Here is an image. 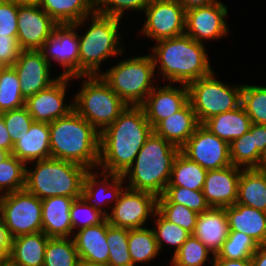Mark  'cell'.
I'll return each instance as SVG.
<instances>
[{
	"label": "cell",
	"mask_w": 266,
	"mask_h": 266,
	"mask_svg": "<svg viewBox=\"0 0 266 266\" xmlns=\"http://www.w3.org/2000/svg\"><path fill=\"white\" fill-rule=\"evenodd\" d=\"M70 214L72 232L74 231V228H78L80 230L89 226L97 225L107 218L102 211L90 206L82 197L74 199L70 208Z\"/></svg>",
	"instance_id": "cell-45"
},
{
	"label": "cell",
	"mask_w": 266,
	"mask_h": 266,
	"mask_svg": "<svg viewBox=\"0 0 266 266\" xmlns=\"http://www.w3.org/2000/svg\"><path fill=\"white\" fill-rule=\"evenodd\" d=\"M141 32L155 41L185 34L186 10L177 0H153Z\"/></svg>",
	"instance_id": "cell-13"
},
{
	"label": "cell",
	"mask_w": 266,
	"mask_h": 266,
	"mask_svg": "<svg viewBox=\"0 0 266 266\" xmlns=\"http://www.w3.org/2000/svg\"><path fill=\"white\" fill-rule=\"evenodd\" d=\"M12 236L0 218V256H8L12 246Z\"/></svg>",
	"instance_id": "cell-51"
},
{
	"label": "cell",
	"mask_w": 266,
	"mask_h": 266,
	"mask_svg": "<svg viewBox=\"0 0 266 266\" xmlns=\"http://www.w3.org/2000/svg\"><path fill=\"white\" fill-rule=\"evenodd\" d=\"M251 259L253 266H266V243L258 246Z\"/></svg>",
	"instance_id": "cell-54"
},
{
	"label": "cell",
	"mask_w": 266,
	"mask_h": 266,
	"mask_svg": "<svg viewBox=\"0 0 266 266\" xmlns=\"http://www.w3.org/2000/svg\"><path fill=\"white\" fill-rule=\"evenodd\" d=\"M2 116L13 144L18 141V137L21 133L29 131V127L34 121L25 106L3 112Z\"/></svg>",
	"instance_id": "cell-47"
},
{
	"label": "cell",
	"mask_w": 266,
	"mask_h": 266,
	"mask_svg": "<svg viewBox=\"0 0 266 266\" xmlns=\"http://www.w3.org/2000/svg\"><path fill=\"white\" fill-rule=\"evenodd\" d=\"M9 155L10 153L7 150L0 148V163L3 162Z\"/></svg>",
	"instance_id": "cell-58"
},
{
	"label": "cell",
	"mask_w": 266,
	"mask_h": 266,
	"mask_svg": "<svg viewBox=\"0 0 266 266\" xmlns=\"http://www.w3.org/2000/svg\"><path fill=\"white\" fill-rule=\"evenodd\" d=\"M209 249L192 234L179 250L173 254V266H202L208 260Z\"/></svg>",
	"instance_id": "cell-42"
},
{
	"label": "cell",
	"mask_w": 266,
	"mask_h": 266,
	"mask_svg": "<svg viewBox=\"0 0 266 266\" xmlns=\"http://www.w3.org/2000/svg\"><path fill=\"white\" fill-rule=\"evenodd\" d=\"M49 239L42 231L13 238L8 263L11 266H43Z\"/></svg>",
	"instance_id": "cell-28"
},
{
	"label": "cell",
	"mask_w": 266,
	"mask_h": 266,
	"mask_svg": "<svg viewBox=\"0 0 266 266\" xmlns=\"http://www.w3.org/2000/svg\"><path fill=\"white\" fill-rule=\"evenodd\" d=\"M153 128L141 106H128L100 132L99 165L121 176L134 162Z\"/></svg>",
	"instance_id": "cell-1"
},
{
	"label": "cell",
	"mask_w": 266,
	"mask_h": 266,
	"mask_svg": "<svg viewBox=\"0 0 266 266\" xmlns=\"http://www.w3.org/2000/svg\"><path fill=\"white\" fill-rule=\"evenodd\" d=\"M181 86L183 88H175L170 83L160 88L156 86L147 96L141 107L152 128L181 110L189 102L188 86L185 84Z\"/></svg>",
	"instance_id": "cell-20"
},
{
	"label": "cell",
	"mask_w": 266,
	"mask_h": 266,
	"mask_svg": "<svg viewBox=\"0 0 266 266\" xmlns=\"http://www.w3.org/2000/svg\"><path fill=\"white\" fill-rule=\"evenodd\" d=\"M25 166V163L12 154L0 163V192H4L1 195L25 189Z\"/></svg>",
	"instance_id": "cell-37"
},
{
	"label": "cell",
	"mask_w": 266,
	"mask_h": 266,
	"mask_svg": "<svg viewBox=\"0 0 266 266\" xmlns=\"http://www.w3.org/2000/svg\"><path fill=\"white\" fill-rule=\"evenodd\" d=\"M17 5H39L40 0H11Z\"/></svg>",
	"instance_id": "cell-57"
},
{
	"label": "cell",
	"mask_w": 266,
	"mask_h": 266,
	"mask_svg": "<svg viewBox=\"0 0 266 266\" xmlns=\"http://www.w3.org/2000/svg\"><path fill=\"white\" fill-rule=\"evenodd\" d=\"M39 6L58 25L75 24L95 13V0H40Z\"/></svg>",
	"instance_id": "cell-30"
},
{
	"label": "cell",
	"mask_w": 266,
	"mask_h": 266,
	"mask_svg": "<svg viewBox=\"0 0 266 266\" xmlns=\"http://www.w3.org/2000/svg\"><path fill=\"white\" fill-rule=\"evenodd\" d=\"M39 5H18L17 43L21 50H40L58 25Z\"/></svg>",
	"instance_id": "cell-15"
},
{
	"label": "cell",
	"mask_w": 266,
	"mask_h": 266,
	"mask_svg": "<svg viewBox=\"0 0 266 266\" xmlns=\"http://www.w3.org/2000/svg\"><path fill=\"white\" fill-rule=\"evenodd\" d=\"M0 218L12 238L42 231V201L26 189L2 195Z\"/></svg>",
	"instance_id": "cell-10"
},
{
	"label": "cell",
	"mask_w": 266,
	"mask_h": 266,
	"mask_svg": "<svg viewBox=\"0 0 266 266\" xmlns=\"http://www.w3.org/2000/svg\"><path fill=\"white\" fill-rule=\"evenodd\" d=\"M74 98V110L99 133L112 124L128 105L100 75L87 76Z\"/></svg>",
	"instance_id": "cell-8"
},
{
	"label": "cell",
	"mask_w": 266,
	"mask_h": 266,
	"mask_svg": "<svg viewBox=\"0 0 266 266\" xmlns=\"http://www.w3.org/2000/svg\"><path fill=\"white\" fill-rule=\"evenodd\" d=\"M230 160L232 165L245 169L256 168L261 153L254 147L253 136L250 131L233 140L230 144Z\"/></svg>",
	"instance_id": "cell-40"
},
{
	"label": "cell",
	"mask_w": 266,
	"mask_h": 266,
	"mask_svg": "<svg viewBox=\"0 0 266 266\" xmlns=\"http://www.w3.org/2000/svg\"><path fill=\"white\" fill-rule=\"evenodd\" d=\"M25 106L20 80L13 66L5 67L0 73V113Z\"/></svg>",
	"instance_id": "cell-35"
},
{
	"label": "cell",
	"mask_w": 266,
	"mask_h": 266,
	"mask_svg": "<svg viewBox=\"0 0 266 266\" xmlns=\"http://www.w3.org/2000/svg\"><path fill=\"white\" fill-rule=\"evenodd\" d=\"M129 229L110 225L107 220L108 266H133L128 250Z\"/></svg>",
	"instance_id": "cell-36"
},
{
	"label": "cell",
	"mask_w": 266,
	"mask_h": 266,
	"mask_svg": "<svg viewBox=\"0 0 266 266\" xmlns=\"http://www.w3.org/2000/svg\"><path fill=\"white\" fill-rule=\"evenodd\" d=\"M119 18L92 14L90 28L79 39V77L100 75L103 60L124 50L119 45Z\"/></svg>",
	"instance_id": "cell-6"
},
{
	"label": "cell",
	"mask_w": 266,
	"mask_h": 266,
	"mask_svg": "<svg viewBox=\"0 0 266 266\" xmlns=\"http://www.w3.org/2000/svg\"><path fill=\"white\" fill-rule=\"evenodd\" d=\"M11 154L26 165L27 162L51 158L49 124L33 121L29 131L19 135Z\"/></svg>",
	"instance_id": "cell-23"
},
{
	"label": "cell",
	"mask_w": 266,
	"mask_h": 266,
	"mask_svg": "<svg viewBox=\"0 0 266 266\" xmlns=\"http://www.w3.org/2000/svg\"><path fill=\"white\" fill-rule=\"evenodd\" d=\"M213 73L212 71L209 75L187 85L189 102L200 124L215 115L234 110L241 105L243 85L231 87L217 80Z\"/></svg>",
	"instance_id": "cell-9"
},
{
	"label": "cell",
	"mask_w": 266,
	"mask_h": 266,
	"mask_svg": "<svg viewBox=\"0 0 266 266\" xmlns=\"http://www.w3.org/2000/svg\"><path fill=\"white\" fill-rule=\"evenodd\" d=\"M32 170L26 169L25 189L40 200L66 196L80 198L86 172L85 166L66 160L36 161Z\"/></svg>",
	"instance_id": "cell-5"
},
{
	"label": "cell",
	"mask_w": 266,
	"mask_h": 266,
	"mask_svg": "<svg viewBox=\"0 0 266 266\" xmlns=\"http://www.w3.org/2000/svg\"><path fill=\"white\" fill-rule=\"evenodd\" d=\"M152 59L156 68L173 83L188 85L190 82L209 75L213 70L208 63L203 43L186 34L156 41ZM160 62V63H158Z\"/></svg>",
	"instance_id": "cell-3"
},
{
	"label": "cell",
	"mask_w": 266,
	"mask_h": 266,
	"mask_svg": "<svg viewBox=\"0 0 266 266\" xmlns=\"http://www.w3.org/2000/svg\"><path fill=\"white\" fill-rule=\"evenodd\" d=\"M155 66L151 55L120 61L101 78L128 105L141 106L154 88Z\"/></svg>",
	"instance_id": "cell-7"
},
{
	"label": "cell",
	"mask_w": 266,
	"mask_h": 266,
	"mask_svg": "<svg viewBox=\"0 0 266 266\" xmlns=\"http://www.w3.org/2000/svg\"><path fill=\"white\" fill-rule=\"evenodd\" d=\"M13 146L14 144L4 124L2 113H0V148L7 150L11 154Z\"/></svg>",
	"instance_id": "cell-53"
},
{
	"label": "cell",
	"mask_w": 266,
	"mask_h": 266,
	"mask_svg": "<svg viewBox=\"0 0 266 266\" xmlns=\"http://www.w3.org/2000/svg\"><path fill=\"white\" fill-rule=\"evenodd\" d=\"M255 169L260 172L266 173V149L261 153L259 163Z\"/></svg>",
	"instance_id": "cell-56"
},
{
	"label": "cell",
	"mask_w": 266,
	"mask_h": 266,
	"mask_svg": "<svg viewBox=\"0 0 266 266\" xmlns=\"http://www.w3.org/2000/svg\"><path fill=\"white\" fill-rule=\"evenodd\" d=\"M86 17L75 24L57 25L53 34L40 49L43 57L51 64V59L60 63L65 69L60 76L79 78V39L75 29L87 21Z\"/></svg>",
	"instance_id": "cell-11"
},
{
	"label": "cell",
	"mask_w": 266,
	"mask_h": 266,
	"mask_svg": "<svg viewBox=\"0 0 266 266\" xmlns=\"http://www.w3.org/2000/svg\"><path fill=\"white\" fill-rule=\"evenodd\" d=\"M80 263L73 239L50 238L48 240L43 266H79Z\"/></svg>",
	"instance_id": "cell-34"
},
{
	"label": "cell",
	"mask_w": 266,
	"mask_h": 266,
	"mask_svg": "<svg viewBox=\"0 0 266 266\" xmlns=\"http://www.w3.org/2000/svg\"><path fill=\"white\" fill-rule=\"evenodd\" d=\"M20 48L17 37H0V64L12 66L18 59Z\"/></svg>",
	"instance_id": "cell-49"
},
{
	"label": "cell",
	"mask_w": 266,
	"mask_h": 266,
	"mask_svg": "<svg viewBox=\"0 0 266 266\" xmlns=\"http://www.w3.org/2000/svg\"><path fill=\"white\" fill-rule=\"evenodd\" d=\"M157 211L169 222L179 225L190 234L193 233L197 212L177 203H157Z\"/></svg>",
	"instance_id": "cell-44"
},
{
	"label": "cell",
	"mask_w": 266,
	"mask_h": 266,
	"mask_svg": "<svg viewBox=\"0 0 266 266\" xmlns=\"http://www.w3.org/2000/svg\"><path fill=\"white\" fill-rule=\"evenodd\" d=\"M153 0H95V12L122 18L124 10H144ZM101 5V6H100Z\"/></svg>",
	"instance_id": "cell-46"
},
{
	"label": "cell",
	"mask_w": 266,
	"mask_h": 266,
	"mask_svg": "<svg viewBox=\"0 0 266 266\" xmlns=\"http://www.w3.org/2000/svg\"><path fill=\"white\" fill-rule=\"evenodd\" d=\"M104 174H105L104 178L102 180L98 181L96 179L97 178L96 177L97 173H94V172L91 171V169H89L86 172L85 177H84L81 197L90 206L102 211L107 216L108 213L104 209H102L101 206L103 204H105V203H106V205L110 204L109 201H107V198H108L107 195L108 194L109 195L111 194L110 198L112 197V200L115 203L118 201V198H119V196H120V194H121V192L123 191V188H124V187H122V184H123L125 179L120 174L101 171V175H104ZM109 176H110V180L112 182L107 181L109 179ZM97 183L99 184L100 187L102 186L100 189H98L99 191L95 190V187L98 186ZM102 195H103V197H102ZM99 196H100V198L101 197L103 198L104 202L102 201V199H99ZM95 198H98V200L96 201ZM110 198H108V200L111 201Z\"/></svg>",
	"instance_id": "cell-27"
},
{
	"label": "cell",
	"mask_w": 266,
	"mask_h": 266,
	"mask_svg": "<svg viewBox=\"0 0 266 266\" xmlns=\"http://www.w3.org/2000/svg\"><path fill=\"white\" fill-rule=\"evenodd\" d=\"M236 204L266 212V173L242 168Z\"/></svg>",
	"instance_id": "cell-31"
},
{
	"label": "cell",
	"mask_w": 266,
	"mask_h": 266,
	"mask_svg": "<svg viewBox=\"0 0 266 266\" xmlns=\"http://www.w3.org/2000/svg\"><path fill=\"white\" fill-rule=\"evenodd\" d=\"M157 203L181 204L198 214L211 208L202 191L184 187H166L163 194L158 196Z\"/></svg>",
	"instance_id": "cell-38"
},
{
	"label": "cell",
	"mask_w": 266,
	"mask_h": 266,
	"mask_svg": "<svg viewBox=\"0 0 266 266\" xmlns=\"http://www.w3.org/2000/svg\"><path fill=\"white\" fill-rule=\"evenodd\" d=\"M157 199L155 194L146 191L133 190L126 187L113 204L111 214L107 215L110 225L135 229L142 228L149 215L157 211Z\"/></svg>",
	"instance_id": "cell-14"
},
{
	"label": "cell",
	"mask_w": 266,
	"mask_h": 266,
	"mask_svg": "<svg viewBox=\"0 0 266 266\" xmlns=\"http://www.w3.org/2000/svg\"><path fill=\"white\" fill-rule=\"evenodd\" d=\"M156 216L157 228H154L153 232L155 234L158 249L159 251L162 249L163 241H165V243H168L169 245H175V254L191 234L179 225L166 220L158 211L155 212L154 217Z\"/></svg>",
	"instance_id": "cell-43"
},
{
	"label": "cell",
	"mask_w": 266,
	"mask_h": 266,
	"mask_svg": "<svg viewBox=\"0 0 266 266\" xmlns=\"http://www.w3.org/2000/svg\"><path fill=\"white\" fill-rule=\"evenodd\" d=\"M51 158L93 169L99 165L100 133L74 109L49 123Z\"/></svg>",
	"instance_id": "cell-2"
},
{
	"label": "cell",
	"mask_w": 266,
	"mask_h": 266,
	"mask_svg": "<svg viewBox=\"0 0 266 266\" xmlns=\"http://www.w3.org/2000/svg\"><path fill=\"white\" fill-rule=\"evenodd\" d=\"M225 210L230 231L244 233L258 245L266 243V212L236 203Z\"/></svg>",
	"instance_id": "cell-26"
},
{
	"label": "cell",
	"mask_w": 266,
	"mask_h": 266,
	"mask_svg": "<svg viewBox=\"0 0 266 266\" xmlns=\"http://www.w3.org/2000/svg\"><path fill=\"white\" fill-rule=\"evenodd\" d=\"M177 1L185 8V10L194 7L207 6L215 2H218L217 0H177Z\"/></svg>",
	"instance_id": "cell-55"
},
{
	"label": "cell",
	"mask_w": 266,
	"mask_h": 266,
	"mask_svg": "<svg viewBox=\"0 0 266 266\" xmlns=\"http://www.w3.org/2000/svg\"><path fill=\"white\" fill-rule=\"evenodd\" d=\"M50 65L40 50H20L18 59L12 66L20 80L22 96L25 100L58 80L60 76L51 79Z\"/></svg>",
	"instance_id": "cell-18"
},
{
	"label": "cell",
	"mask_w": 266,
	"mask_h": 266,
	"mask_svg": "<svg viewBox=\"0 0 266 266\" xmlns=\"http://www.w3.org/2000/svg\"><path fill=\"white\" fill-rule=\"evenodd\" d=\"M72 79L71 77L60 76L48 88L25 100V107L35 122L49 124L67 116L74 109L73 104H63L68 81Z\"/></svg>",
	"instance_id": "cell-17"
},
{
	"label": "cell",
	"mask_w": 266,
	"mask_h": 266,
	"mask_svg": "<svg viewBox=\"0 0 266 266\" xmlns=\"http://www.w3.org/2000/svg\"><path fill=\"white\" fill-rule=\"evenodd\" d=\"M214 259H209L213 262L212 266H253L251 258L241 259V260H228L225 258H220L217 254L213 255Z\"/></svg>",
	"instance_id": "cell-52"
},
{
	"label": "cell",
	"mask_w": 266,
	"mask_h": 266,
	"mask_svg": "<svg viewBox=\"0 0 266 266\" xmlns=\"http://www.w3.org/2000/svg\"><path fill=\"white\" fill-rule=\"evenodd\" d=\"M18 5L11 0H0V37H17Z\"/></svg>",
	"instance_id": "cell-48"
},
{
	"label": "cell",
	"mask_w": 266,
	"mask_h": 266,
	"mask_svg": "<svg viewBox=\"0 0 266 266\" xmlns=\"http://www.w3.org/2000/svg\"><path fill=\"white\" fill-rule=\"evenodd\" d=\"M179 152L180 148L152 132L132 165L122 175L129 178L127 187L161 196L169 184Z\"/></svg>",
	"instance_id": "cell-4"
},
{
	"label": "cell",
	"mask_w": 266,
	"mask_h": 266,
	"mask_svg": "<svg viewBox=\"0 0 266 266\" xmlns=\"http://www.w3.org/2000/svg\"><path fill=\"white\" fill-rule=\"evenodd\" d=\"M5 67L2 65V64H0V73H1V71L4 69Z\"/></svg>",
	"instance_id": "cell-61"
},
{
	"label": "cell",
	"mask_w": 266,
	"mask_h": 266,
	"mask_svg": "<svg viewBox=\"0 0 266 266\" xmlns=\"http://www.w3.org/2000/svg\"><path fill=\"white\" fill-rule=\"evenodd\" d=\"M8 264V256H0V266H6Z\"/></svg>",
	"instance_id": "cell-59"
},
{
	"label": "cell",
	"mask_w": 266,
	"mask_h": 266,
	"mask_svg": "<svg viewBox=\"0 0 266 266\" xmlns=\"http://www.w3.org/2000/svg\"><path fill=\"white\" fill-rule=\"evenodd\" d=\"M249 131L253 136L254 147L262 153L266 149V125L252 123Z\"/></svg>",
	"instance_id": "cell-50"
},
{
	"label": "cell",
	"mask_w": 266,
	"mask_h": 266,
	"mask_svg": "<svg viewBox=\"0 0 266 266\" xmlns=\"http://www.w3.org/2000/svg\"><path fill=\"white\" fill-rule=\"evenodd\" d=\"M240 176V167L234 165L207 171L202 192L210 207L225 208L237 202Z\"/></svg>",
	"instance_id": "cell-19"
},
{
	"label": "cell",
	"mask_w": 266,
	"mask_h": 266,
	"mask_svg": "<svg viewBox=\"0 0 266 266\" xmlns=\"http://www.w3.org/2000/svg\"><path fill=\"white\" fill-rule=\"evenodd\" d=\"M73 241L82 263L108 266L107 218L100 224L77 231Z\"/></svg>",
	"instance_id": "cell-21"
},
{
	"label": "cell",
	"mask_w": 266,
	"mask_h": 266,
	"mask_svg": "<svg viewBox=\"0 0 266 266\" xmlns=\"http://www.w3.org/2000/svg\"><path fill=\"white\" fill-rule=\"evenodd\" d=\"M258 244L249 236L238 231H230L223 247L217 253L220 258L241 260L251 258Z\"/></svg>",
	"instance_id": "cell-41"
},
{
	"label": "cell",
	"mask_w": 266,
	"mask_h": 266,
	"mask_svg": "<svg viewBox=\"0 0 266 266\" xmlns=\"http://www.w3.org/2000/svg\"><path fill=\"white\" fill-rule=\"evenodd\" d=\"M199 125L192 105L188 102L181 110L160 121L153 128V132L174 146L181 148Z\"/></svg>",
	"instance_id": "cell-25"
},
{
	"label": "cell",
	"mask_w": 266,
	"mask_h": 266,
	"mask_svg": "<svg viewBox=\"0 0 266 266\" xmlns=\"http://www.w3.org/2000/svg\"><path fill=\"white\" fill-rule=\"evenodd\" d=\"M79 266H97V265H88V264H85V263L81 262Z\"/></svg>",
	"instance_id": "cell-60"
},
{
	"label": "cell",
	"mask_w": 266,
	"mask_h": 266,
	"mask_svg": "<svg viewBox=\"0 0 266 266\" xmlns=\"http://www.w3.org/2000/svg\"><path fill=\"white\" fill-rule=\"evenodd\" d=\"M241 105L252 123L266 125V86L243 85Z\"/></svg>",
	"instance_id": "cell-39"
},
{
	"label": "cell",
	"mask_w": 266,
	"mask_h": 266,
	"mask_svg": "<svg viewBox=\"0 0 266 266\" xmlns=\"http://www.w3.org/2000/svg\"><path fill=\"white\" fill-rule=\"evenodd\" d=\"M180 152L205 170H218L232 165L229 144L200 124Z\"/></svg>",
	"instance_id": "cell-12"
},
{
	"label": "cell",
	"mask_w": 266,
	"mask_h": 266,
	"mask_svg": "<svg viewBox=\"0 0 266 266\" xmlns=\"http://www.w3.org/2000/svg\"><path fill=\"white\" fill-rule=\"evenodd\" d=\"M251 124L250 117L240 105L234 110L209 118L202 125L212 134L230 144L248 132Z\"/></svg>",
	"instance_id": "cell-29"
},
{
	"label": "cell",
	"mask_w": 266,
	"mask_h": 266,
	"mask_svg": "<svg viewBox=\"0 0 266 266\" xmlns=\"http://www.w3.org/2000/svg\"><path fill=\"white\" fill-rule=\"evenodd\" d=\"M128 250L133 266L137 263L147 262L154 259L160 252L155 239V234L149 228L129 229Z\"/></svg>",
	"instance_id": "cell-33"
},
{
	"label": "cell",
	"mask_w": 266,
	"mask_h": 266,
	"mask_svg": "<svg viewBox=\"0 0 266 266\" xmlns=\"http://www.w3.org/2000/svg\"><path fill=\"white\" fill-rule=\"evenodd\" d=\"M42 201V232L49 238H70V208L74 198L48 197Z\"/></svg>",
	"instance_id": "cell-24"
},
{
	"label": "cell",
	"mask_w": 266,
	"mask_h": 266,
	"mask_svg": "<svg viewBox=\"0 0 266 266\" xmlns=\"http://www.w3.org/2000/svg\"><path fill=\"white\" fill-rule=\"evenodd\" d=\"M230 232L225 208L211 207L198 214L196 226L192 233L199 239L212 255H216Z\"/></svg>",
	"instance_id": "cell-22"
},
{
	"label": "cell",
	"mask_w": 266,
	"mask_h": 266,
	"mask_svg": "<svg viewBox=\"0 0 266 266\" xmlns=\"http://www.w3.org/2000/svg\"><path fill=\"white\" fill-rule=\"evenodd\" d=\"M206 174L207 170L179 152L174 160L170 181L166 187H184L202 191Z\"/></svg>",
	"instance_id": "cell-32"
},
{
	"label": "cell",
	"mask_w": 266,
	"mask_h": 266,
	"mask_svg": "<svg viewBox=\"0 0 266 266\" xmlns=\"http://www.w3.org/2000/svg\"><path fill=\"white\" fill-rule=\"evenodd\" d=\"M227 11L220 1L186 10L185 34L201 43L226 36L229 32L224 19Z\"/></svg>",
	"instance_id": "cell-16"
}]
</instances>
